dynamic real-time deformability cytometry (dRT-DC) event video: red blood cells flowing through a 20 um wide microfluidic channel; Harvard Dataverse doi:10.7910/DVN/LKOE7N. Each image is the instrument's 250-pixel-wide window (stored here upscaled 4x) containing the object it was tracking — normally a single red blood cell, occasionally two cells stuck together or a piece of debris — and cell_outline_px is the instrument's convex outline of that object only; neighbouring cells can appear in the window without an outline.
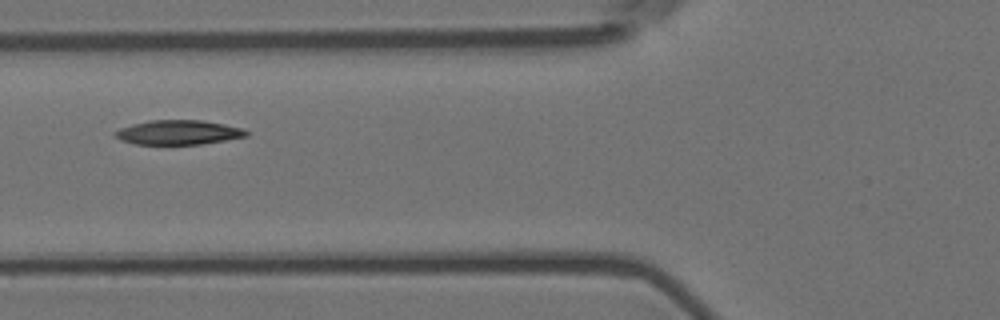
{"species": "Egyptian fruit bat (a non-hibernating species)", "species_latin": "Rousettus aegyptiacus", "temperature_condition": "room temperature", "stored_images_in_passage": 3, "camera_frame_rate_fps": 3000, "um_per_image_px": 0.085, "animal": {"sex": "female"}, "frame": {"image": 1, "passage_image": 2, "time_ms": 0.333, "image_size_px": [1000, 320], "cell_outline_px": [[248, 136], [200, 144], [136, 144], [120, 140], [112, 132], [120, 128], [132, 124], [148, 120], [200, 120], [224, 124], [244, 128], [248, 132]], "centroid_in_image_um": [15.15, 11.25], "position_along_channel_um": 110.7, "area_um2": 18.67}}
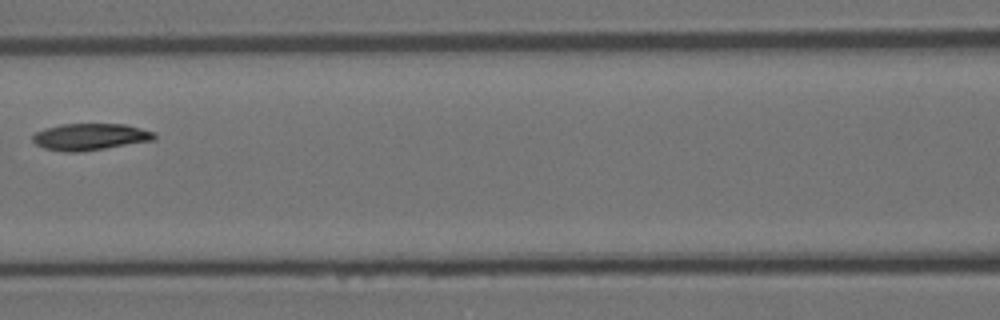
{"frame": {"image": 2, "passage_image": 3, "time_ms": 0.667, "image_size_px": [1000, 320], "cell_outline_px": [[156, 140], [80, 152], [64, 152], [44, 148], [36, 144], [32, 140], [32, 136], [36, 132], [44, 128], [60, 124], [124, 124], [156, 132]], "centroid_in_image_um": [7.67, 11.63], "position_along_channel_um": 158.9, "area_um2": 19.07}}